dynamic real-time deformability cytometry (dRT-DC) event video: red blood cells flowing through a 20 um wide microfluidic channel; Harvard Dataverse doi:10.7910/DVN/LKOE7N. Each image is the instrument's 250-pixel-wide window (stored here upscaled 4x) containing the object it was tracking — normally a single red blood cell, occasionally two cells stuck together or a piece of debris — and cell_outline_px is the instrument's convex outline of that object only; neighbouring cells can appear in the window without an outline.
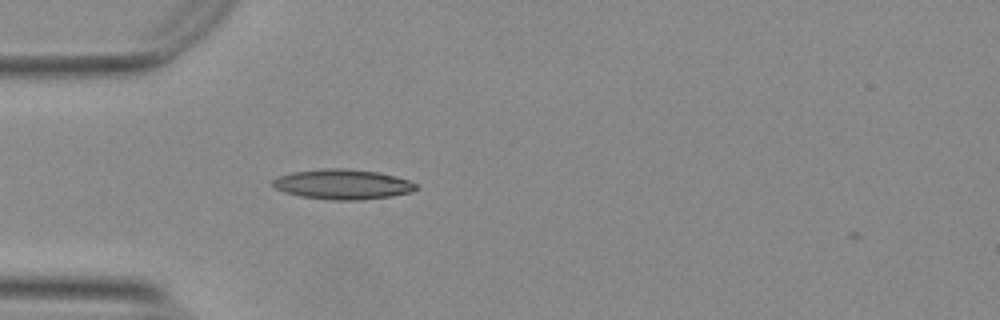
{"species": "Egyptian fruit bat (a non-hibernating species)", "species_latin": "Rousettus aegyptiacus", "temperature_condition": "warm", "stored_images_in_passage": 2, "camera_frame_rate_fps": 3000, "um_per_image_px": 0.085, "animal": {"sex": "female"}, "frame": {"image": 1, "passage_image": 1, "time_ms": 0.0, "image_size_px": [1000, 320], "cell_outline_px": [[416, 188], [412, 192], [392, 196], [360, 200], [332, 200], [300, 196], [284, 192], [276, 188], [272, 184], [272, 180], [280, 176], [292, 172], [324, 168], [344, 168], [380, 172], [396, 176], [408, 180], [416, 184]], "centroid_in_image_um": [29.13, 15.66], "position_along_channel_um": 55.9, "area_um2": 25.09}}